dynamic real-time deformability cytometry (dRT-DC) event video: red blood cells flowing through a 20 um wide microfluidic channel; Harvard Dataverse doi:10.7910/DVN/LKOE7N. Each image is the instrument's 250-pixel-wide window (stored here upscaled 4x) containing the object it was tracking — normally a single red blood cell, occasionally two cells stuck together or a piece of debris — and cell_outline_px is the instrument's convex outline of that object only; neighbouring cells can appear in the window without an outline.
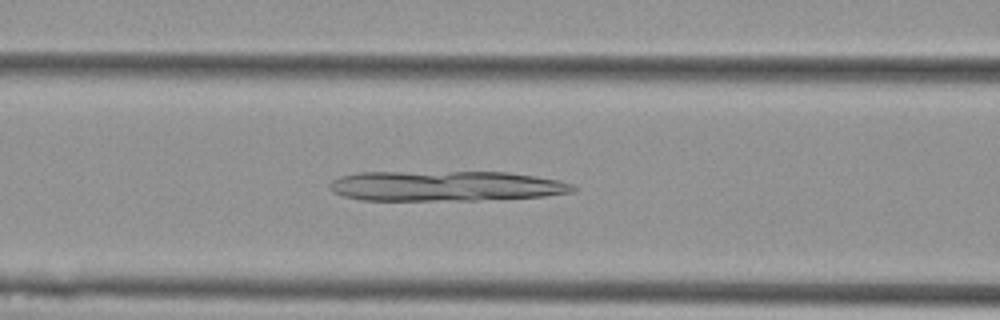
{"species": "Egyptian fruit bat (a non-hibernating species)", "species_latin": "Rousettus aegyptiacus", "temperature_condition": "cold", "stored_images_in_passage": 52, "camera_frame_rate_fps": 3000, "um_per_image_px": 0.085, "animal": {"sex": "female"}, "frame": {"image": 1, "passage_image": 21, "time_ms": 6.667, "image_size_px": [1000, 320], "cell_outline_px": [[576, 188], [572, 192], [544, 196], [476, 200], [360, 200], [344, 196], [332, 192], [328, 188], [328, 184], [332, 180], [340, 176], [356, 172], [508, 172], [536, 176], [560, 180], [572, 184]], "centroid_in_image_um": [37.84, 15.8], "position_along_channel_um": 128.8, "area_um2": 43.06}}
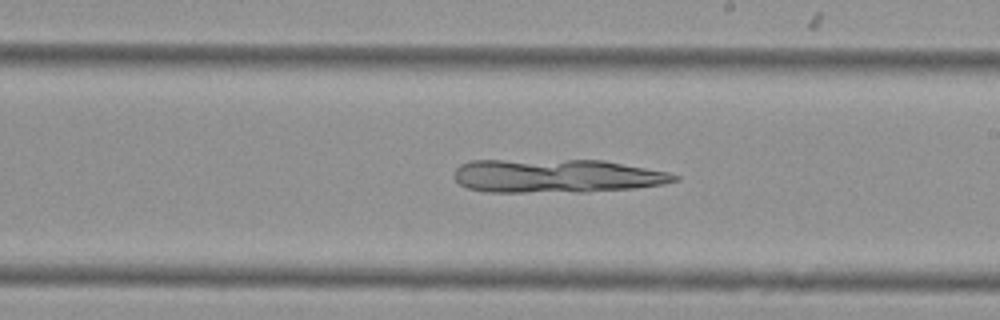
{"frame": {"image": 2, "passage_image": 30, "time_ms": 9.667, "image_size_px": [1000, 320], "cell_outline_px": [[680, 180], [664, 184], [636, 188], [588, 192], [488, 192], [468, 188], [460, 184], [456, 180], [456, 168], [460, 164], [472, 160], [604, 160], [668, 172], [680, 176]], "centroid_in_image_um": [47.35, 14.96], "position_along_channel_um": 241.6, "area_um2": 43.47}}
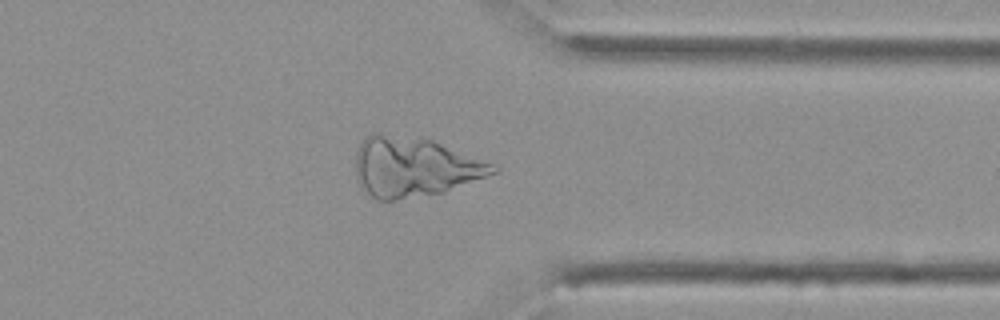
{"frame": {"image": 3, "passage_image": 41, "time_ms": 13.333, "image_size_px": [1000, 320], "cell_outline_px": [[500, 168], [496, 172], [444, 192], [396, 200], [376, 200], [364, 192], [356, 176], [356, 152], [360, 144], [372, 132], [376, 132], [432, 140], [496, 164]], "centroid_in_image_um": [35.19, 14.2], "position_along_channel_um": 376.2, "area_um2": 47.63}}